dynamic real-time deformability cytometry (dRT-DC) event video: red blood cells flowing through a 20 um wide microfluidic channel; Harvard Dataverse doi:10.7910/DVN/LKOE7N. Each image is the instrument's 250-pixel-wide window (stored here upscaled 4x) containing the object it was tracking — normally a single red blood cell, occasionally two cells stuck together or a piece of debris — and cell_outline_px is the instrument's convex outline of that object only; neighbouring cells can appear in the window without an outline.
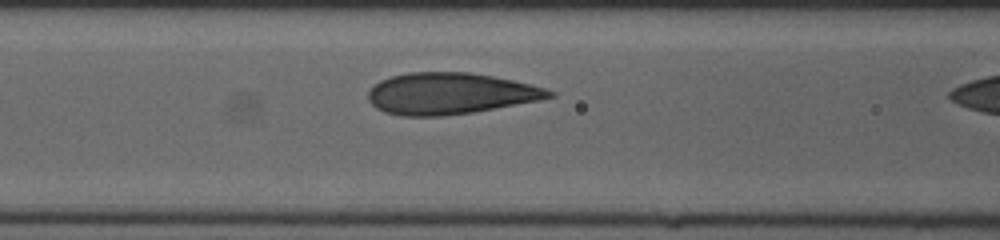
{"species": "human", "species_latin": "Homo sapiens", "temperature_condition": "cold", "stored_images_in_passage": 9, "camera_frame_rate_fps": 3000, "um_per_image_px": 0.085, "donor": {"sex": "female"}, "frame": {"image": 1, "passage_image": 8, "time_ms": 2.333, "image_size_px": [1000, 240], "cell_outline_px": [[556, 96], [540, 100], [472, 112], [444, 116], [400, 116], [384, 112], [376, 108], [368, 100], [368, 92], [380, 80], [392, 76], [408, 72], [468, 72], [492, 76], [512, 80], [544, 88], [556, 92]], "centroid_in_image_um": [38.24, 7.95], "position_along_channel_um": 128.4, "area_um2": 43.58}}